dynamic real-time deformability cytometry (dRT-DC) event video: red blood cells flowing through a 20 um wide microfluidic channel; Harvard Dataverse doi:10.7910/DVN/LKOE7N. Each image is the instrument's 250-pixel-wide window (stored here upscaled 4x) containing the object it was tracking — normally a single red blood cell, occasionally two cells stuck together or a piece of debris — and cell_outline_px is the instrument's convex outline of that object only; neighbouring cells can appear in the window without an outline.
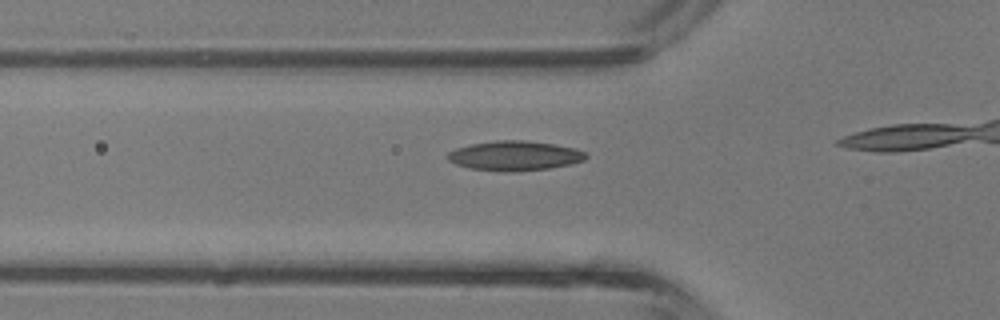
{"species": "common noctule bat (a hibernating species)", "species_latin": "Nyctalus noctula", "temperature_condition": "room temperature", "stored_images_in_passage": 12, "camera_frame_rate_fps": 3000, "um_per_image_px": 0.085, "animal": {"sex": "male", "body_mass_g": 13.3}, "frame": {"image": 1, "passage_image": 10, "time_ms": 3.0, "image_size_px": [1000, 320], "cell_outline_px": [[588, 156], [584, 160], [572, 164], [548, 168], [512, 172], [468, 168], [456, 164], [448, 160], [444, 156], [448, 152], [456, 148], [472, 144], [496, 140], [524, 140], [552, 144], [576, 148], [584, 152]], "centroid_in_image_um": [43.73, 13.24], "position_along_channel_um": 82.1, "area_um2": 23.87}}